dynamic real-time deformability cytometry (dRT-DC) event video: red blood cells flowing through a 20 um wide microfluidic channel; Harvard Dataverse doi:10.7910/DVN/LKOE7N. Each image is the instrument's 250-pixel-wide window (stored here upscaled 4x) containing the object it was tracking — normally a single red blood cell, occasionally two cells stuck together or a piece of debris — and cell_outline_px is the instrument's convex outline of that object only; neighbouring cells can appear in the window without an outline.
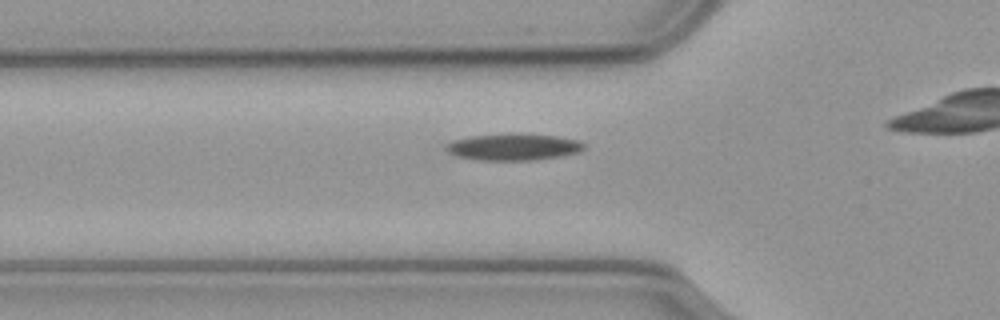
{"species": "common noctule bat (a hibernating species)", "species_latin": "Nyctalus noctula", "temperature_condition": "cold", "stored_images_in_passage": 40, "camera_frame_rate_fps": 3000, "um_per_image_px": 0.085, "animal": {"sex": "male", "body_mass_g": 23.1, "forearm_length_mm": 52.7}, "frame": {"image": 1, "passage_image": 13, "time_ms": 4.0, "image_size_px": [1000, 320], "cell_outline_px": [[584, 148], [580, 152], [560, 156], [532, 160], [484, 160], [460, 156], [452, 152], [448, 148], [448, 144], [452, 140], [472, 136], [556, 136], [580, 140], [584, 144]], "centroid_in_image_um": [43.75, 12.53], "position_along_channel_um": 82.1, "area_um2": 20.06}}
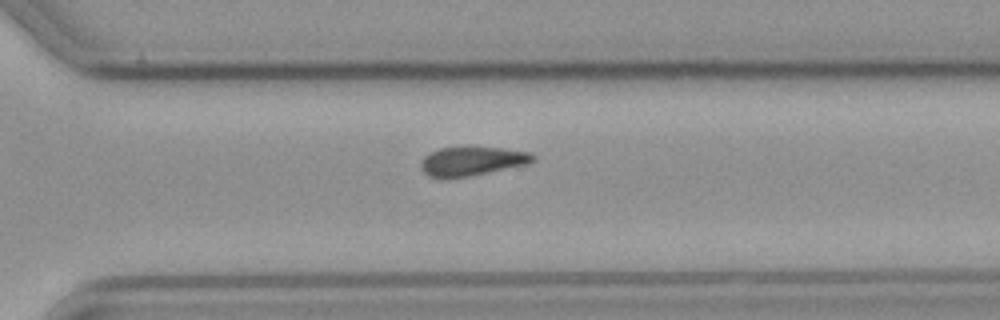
{"frame": {"image": 2, "passage_image": 34, "time_ms": 11.0, "image_size_px": [1000, 320], "cell_outline_px": [[536, 156], [528, 164], [468, 176], [428, 176], [420, 168], [420, 164], [424, 156], [428, 152], [440, 148], [468, 144], [532, 152]], "centroid_in_image_um": [40.12, 13.63], "position_along_channel_um": 330.5, "area_um2": 19.25}}
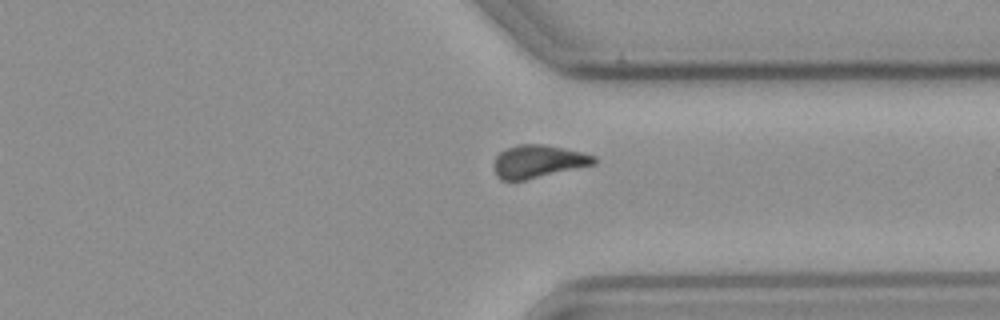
{"frame": {"image": 3, "passage_image": 37, "time_ms": 12.0, "image_size_px": [1000, 320], "cell_outline_px": [[596, 164], [524, 180], [500, 180], [496, 176], [496, 156], [504, 148], [520, 144], [544, 144], [564, 148], [596, 156]], "centroid_in_image_um": [45.75, 13.71], "position_along_channel_um": 365.6, "area_um2": 18.96}}